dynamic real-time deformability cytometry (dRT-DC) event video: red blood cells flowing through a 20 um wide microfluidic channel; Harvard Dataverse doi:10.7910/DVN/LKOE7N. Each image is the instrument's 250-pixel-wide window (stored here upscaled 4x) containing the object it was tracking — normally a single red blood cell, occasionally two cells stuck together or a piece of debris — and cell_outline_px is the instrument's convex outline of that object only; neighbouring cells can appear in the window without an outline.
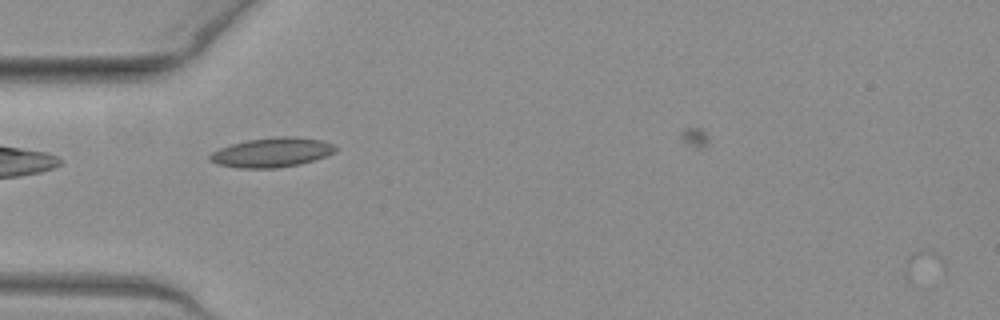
{"species": "common noctule bat (a hibernating species)", "species_latin": "Nyctalus noctula", "temperature_condition": "warm", "stored_images_in_passage": 38, "camera_frame_rate_fps": 3000, "um_per_image_px": 0.085, "animal": {"sex": "female", "body_mass_g": 19.3, "forearm_length_mm": 54.1}, "frame": {"image": 1, "passage_image": 2, "time_ms": 0.333, "image_size_px": [1000, 320], "cell_outline_px": [[336, 152], [328, 156], [300, 164], [276, 168], [240, 168], [216, 164], [208, 160], [208, 156], [212, 152], [220, 148], [232, 144], [248, 140], [276, 136], [296, 136], [320, 140], [332, 144], [336, 148]], "centroid_in_image_um": [23.11, 12.96], "position_along_channel_um": 61.9, "area_um2": 21.68}}
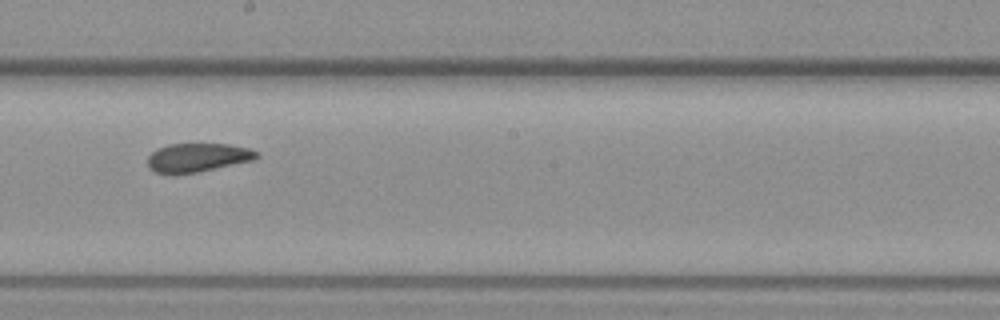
{"frame": {"image": 2, "passage_image": 15, "time_ms": 4.667, "image_size_px": [1000, 320], "cell_outline_px": [[260, 156], [256, 160], [196, 172], [156, 172], [148, 168], [148, 156], [156, 148], [168, 144], [228, 144], [248, 148], [256, 152]], "centroid_in_image_um": [16.82, 13.37], "position_along_channel_um": 231.4, "area_um2": 17.98}}
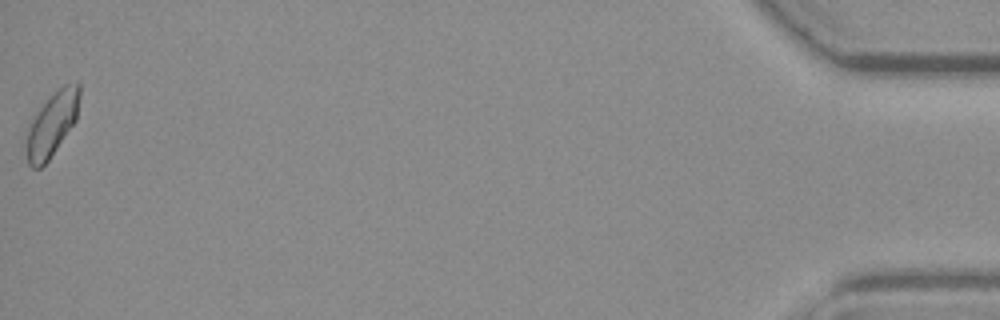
{"frame": {"image": 3, "passage_image": 38, "time_ms": 12.333, "image_size_px": [1000, 320], "cell_outline_px": [[80, 96], [76, 120], [48, 160], [40, 168], [32, 168], [28, 164], [28, 132], [32, 120], [36, 112], [64, 84], [76, 80], [80, 84]], "centroid_in_image_um": [4.48, 10.51], "position_along_channel_um": 430.7, "area_um2": 19.13}, "authors_computed_cell_mechanics": {"area_um2": 19.1029, "velocity_mm_per_s": 3.9539, "shape_relaxation_time_tau1_ms": null, "shape_relaxation_time_tau2_ms": 3.8282, "deformation_change_tau1": null, "deformation_change_tau2": 0.1011}}